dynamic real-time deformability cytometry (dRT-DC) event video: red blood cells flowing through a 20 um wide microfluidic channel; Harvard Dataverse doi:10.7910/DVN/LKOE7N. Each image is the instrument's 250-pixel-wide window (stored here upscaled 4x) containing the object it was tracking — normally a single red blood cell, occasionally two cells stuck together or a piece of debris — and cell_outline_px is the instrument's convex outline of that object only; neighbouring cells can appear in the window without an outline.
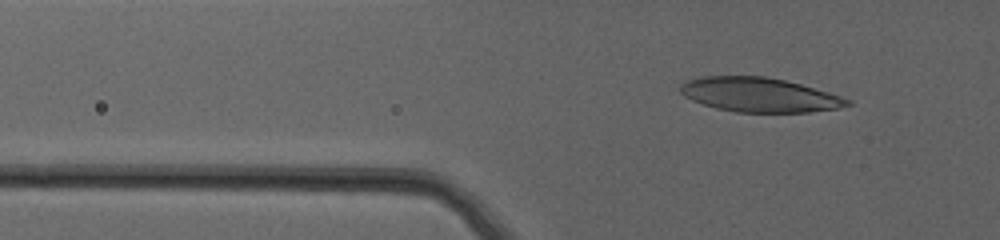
{"species": "human", "species_latin": "Homo sapiens", "temperature_condition": "warm", "stored_images_in_passage": 64, "camera_frame_rate_fps": 3000, "um_per_image_px": 0.085, "donor": {"sex": "female"}, "frame": {"image": 1, "passage_image": 23, "time_ms": 7.333, "image_size_px": [1000, 240], "cell_outline_px": [[852, 104], [836, 108], [808, 112], [736, 112], [716, 108], [692, 100], [684, 96], [680, 92], [680, 84], [684, 80], [700, 76], [764, 76], [784, 80], [800, 84], [828, 92], [852, 100]], "centroid_in_image_um": [64.5, 8.05], "position_along_channel_um": 61.3, "area_um2": 33.35}}
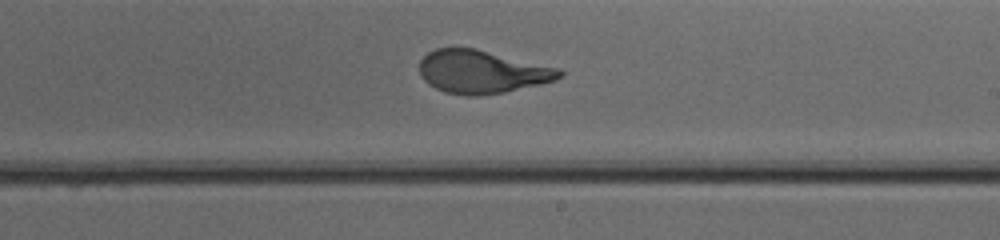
{"frame": {"image": 2, "passage_image": 45, "time_ms": 14.667, "image_size_px": [1000, 240], "cell_outline_px": [[564, 76], [556, 80], [540, 84], [504, 92], [476, 96], [464, 96], [444, 92], [428, 84], [420, 76], [420, 60], [428, 52], [436, 48], [476, 48], [560, 68], [564, 72]], "centroid_in_image_um": [40.97, 6.1], "position_along_channel_um": 248.0, "area_um2": 35.37}}
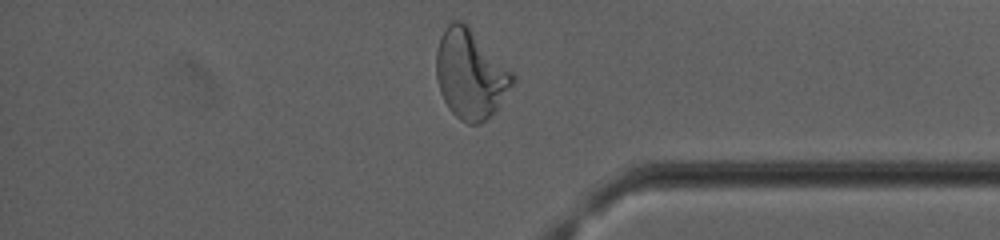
{"frame": {"image": 3, "passage_image": 61, "time_ms": 20.0, "image_size_px": [1000, 240], "cell_outline_px": [[516, 80], [496, 108], [480, 124], [468, 124], [460, 120], [448, 108], [440, 92], [436, 76], [436, 48], [440, 36], [444, 28], [452, 20], [460, 20], [468, 24], [516, 76]], "centroid_in_image_um": [39.96, 6.27], "position_along_channel_um": 395.2, "area_um2": 39.59}, "authors_computed_cell_mechanics": {"area_um2": 35.4314, "velocity_mm_per_s": 2.878, "shape_relaxation_time_tau1_ms": 5.8254, "shape_relaxation_time_tau2_ms": null, "deformation_change_tau1": 0.2499, "deformation_change_tau2": null}}